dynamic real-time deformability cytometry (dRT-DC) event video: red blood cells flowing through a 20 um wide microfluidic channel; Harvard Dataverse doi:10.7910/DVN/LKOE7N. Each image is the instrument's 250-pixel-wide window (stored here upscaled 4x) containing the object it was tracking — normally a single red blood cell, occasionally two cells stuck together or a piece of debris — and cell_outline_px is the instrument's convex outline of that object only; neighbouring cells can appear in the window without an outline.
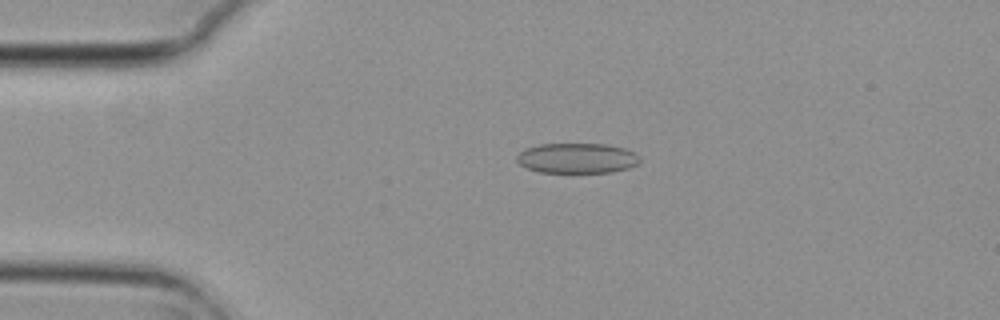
{"species": "common noctule bat (a hibernating species)", "species_latin": "Nyctalus noctula", "temperature_condition": "cold", "stored_images_in_passage": 5, "camera_frame_rate_fps": 3000, "um_per_image_px": 0.085, "animal": {"sex": "female", "body_mass_g": 29.2, "forearm_length_mm": 56.3}, "frame": {"image": 1, "passage_image": 4, "time_ms": 1.0, "image_size_px": [1000, 320], "cell_outline_px": [[640, 160], [636, 164], [628, 168], [612, 172], [540, 172], [528, 168], [520, 164], [516, 160], [516, 156], [524, 148], [540, 144], [608, 144], [624, 148], [636, 152], [640, 156]], "centroid_in_image_um": [49.06, 13.43], "position_along_channel_um": 35.9, "area_um2": 21.68}}